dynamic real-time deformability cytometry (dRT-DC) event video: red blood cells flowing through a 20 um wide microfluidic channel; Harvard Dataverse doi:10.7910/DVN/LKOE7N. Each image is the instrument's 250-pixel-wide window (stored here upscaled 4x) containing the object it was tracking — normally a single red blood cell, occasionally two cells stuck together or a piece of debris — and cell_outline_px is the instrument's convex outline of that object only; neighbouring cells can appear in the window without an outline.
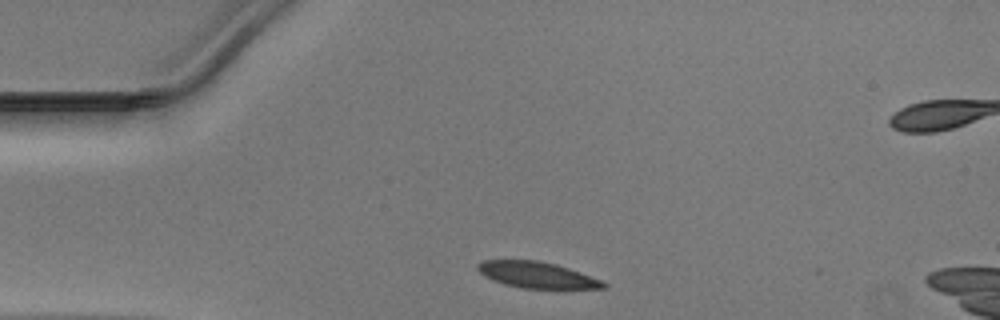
{"species": "Egyptian fruit bat (a non-hibernating species)", "species_latin": "Rousettus aegyptiacus", "temperature_condition": "warm", "stored_images_in_passage": 30, "camera_frame_rate_fps": 3000, "um_per_image_px": 0.085, "animal": {"sex": "male"}, "frame": {"image": 1, "passage_image": 1, "time_ms": 0.0, "image_size_px": [1000, 320], "cell_outline_px": [[608, 288], [520, 288], [504, 284], [492, 280], [484, 276], [476, 268], [476, 264], [484, 260], [536, 260], [556, 264], [580, 272], [600, 280], [608, 284]], "centroid_in_image_um": [45.6, 23.36], "position_along_channel_um": 39.4, "area_um2": 19.07}}
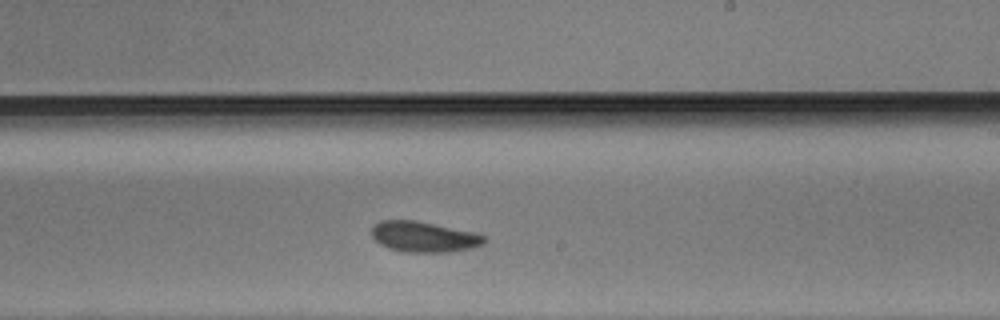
{"frame": {"image": 2, "passage_image": 19, "time_ms": 6.0, "image_size_px": [1000, 320], "cell_outline_px": [[488, 240], [484, 244], [472, 248], [448, 252], [408, 252], [388, 248], [380, 244], [368, 232], [380, 220], [416, 220], [472, 232], [484, 236]], "centroid_in_image_um": [36.01, 20.13], "position_along_channel_um": 253.0, "area_um2": 20.06}}
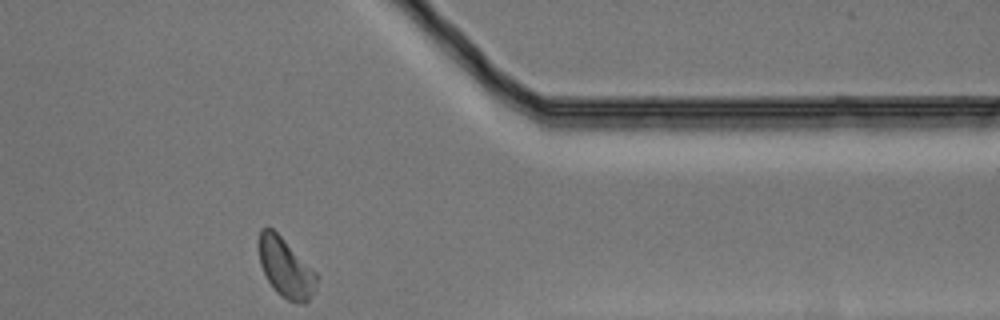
{"frame": {"image": 3, "passage_image": 30, "time_ms": 9.667, "image_size_px": [1000, 320], "cell_outline_px": [[316, 280], [312, 292], [308, 300], [304, 304], [288, 300], [280, 296], [276, 292], [268, 280], [260, 264], [260, 228], [272, 228], [316, 272]], "centroid_in_image_um": [24.27, 22.78], "position_along_channel_um": 387.1, "area_um2": 19.19}}